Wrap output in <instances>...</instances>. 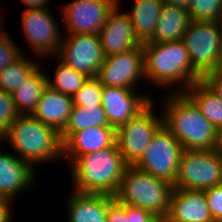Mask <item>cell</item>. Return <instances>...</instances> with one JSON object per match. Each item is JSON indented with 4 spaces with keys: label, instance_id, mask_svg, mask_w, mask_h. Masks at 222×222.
Instances as JSON below:
<instances>
[{
    "label": "cell",
    "instance_id": "6da1fadb",
    "mask_svg": "<svg viewBox=\"0 0 222 222\" xmlns=\"http://www.w3.org/2000/svg\"><path fill=\"white\" fill-rule=\"evenodd\" d=\"M142 48L145 81L150 84L165 89L170 86L172 93H183L191 84L202 80L203 77L193 68L182 40L146 42Z\"/></svg>",
    "mask_w": 222,
    "mask_h": 222
},
{
    "label": "cell",
    "instance_id": "7a4b0ae2",
    "mask_svg": "<svg viewBox=\"0 0 222 222\" xmlns=\"http://www.w3.org/2000/svg\"><path fill=\"white\" fill-rule=\"evenodd\" d=\"M163 102V125L184 150L216 149L218 130L184 93H168Z\"/></svg>",
    "mask_w": 222,
    "mask_h": 222
},
{
    "label": "cell",
    "instance_id": "3957f363",
    "mask_svg": "<svg viewBox=\"0 0 222 222\" xmlns=\"http://www.w3.org/2000/svg\"><path fill=\"white\" fill-rule=\"evenodd\" d=\"M69 166L73 187L81 193H104L114 196L128 166L117 144L78 156Z\"/></svg>",
    "mask_w": 222,
    "mask_h": 222
},
{
    "label": "cell",
    "instance_id": "277c9868",
    "mask_svg": "<svg viewBox=\"0 0 222 222\" xmlns=\"http://www.w3.org/2000/svg\"><path fill=\"white\" fill-rule=\"evenodd\" d=\"M2 140L8 142L16 155L33 168L63 157L60 133L32 115H20L1 137Z\"/></svg>",
    "mask_w": 222,
    "mask_h": 222
},
{
    "label": "cell",
    "instance_id": "5b68a950",
    "mask_svg": "<svg viewBox=\"0 0 222 222\" xmlns=\"http://www.w3.org/2000/svg\"><path fill=\"white\" fill-rule=\"evenodd\" d=\"M173 184L128 165L114 198L123 205L167 216Z\"/></svg>",
    "mask_w": 222,
    "mask_h": 222
},
{
    "label": "cell",
    "instance_id": "8992f818",
    "mask_svg": "<svg viewBox=\"0 0 222 222\" xmlns=\"http://www.w3.org/2000/svg\"><path fill=\"white\" fill-rule=\"evenodd\" d=\"M182 41L193 68L202 77L222 69V46L218 21H191Z\"/></svg>",
    "mask_w": 222,
    "mask_h": 222
},
{
    "label": "cell",
    "instance_id": "52a82bcc",
    "mask_svg": "<svg viewBox=\"0 0 222 222\" xmlns=\"http://www.w3.org/2000/svg\"><path fill=\"white\" fill-rule=\"evenodd\" d=\"M219 184H222V157L215 149L183 150L174 188L204 191Z\"/></svg>",
    "mask_w": 222,
    "mask_h": 222
},
{
    "label": "cell",
    "instance_id": "ba28073f",
    "mask_svg": "<svg viewBox=\"0 0 222 222\" xmlns=\"http://www.w3.org/2000/svg\"><path fill=\"white\" fill-rule=\"evenodd\" d=\"M154 103L153 100L137 116L116 129V144L127 165H135L142 158L153 135L163 125L162 111L157 115Z\"/></svg>",
    "mask_w": 222,
    "mask_h": 222
},
{
    "label": "cell",
    "instance_id": "9c48e42d",
    "mask_svg": "<svg viewBox=\"0 0 222 222\" xmlns=\"http://www.w3.org/2000/svg\"><path fill=\"white\" fill-rule=\"evenodd\" d=\"M183 150L182 144L162 125L134 166L174 185Z\"/></svg>",
    "mask_w": 222,
    "mask_h": 222
},
{
    "label": "cell",
    "instance_id": "30bf717a",
    "mask_svg": "<svg viewBox=\"0 0 222 222\" xmlns=\"http://www.w3.org/2000/svg\"><path fill=\"white\" fill-rule=\"evenodd\" d=\"M50 12L48 8L23 11L22 31L26 44L30 45L28 48L36 55L34 57H38V60L41 57L55 58L63 40L60 25L56 23Z\"/></svg>",
    "mask_w": 222,
    "mask_h": 222
},
{
    "label": "cell",
    "instance_id": "8fae6325",
    "mask_svg": "<svg viewBox=\"0 0 222 222\" xmlns=\"http://www.w3.org/2000/svg\"><path fill=\"white\" fill-rule=\"evenodd\" d=\"M63 36L57 58L78 72L89 77H97L106 58L99 35L66 34Z\"/></svg>",
    "mask_w": 222,
    "mask_h": 222
},
{
    "label": "cell",
    "instance_id": "7c38bea8",
    "mask_svg": "<svg viewBox=\"0 0 222 222\" xmlns=\"http://www.w3.org/2000/svg\"><path fill=\"white\" fill-rule=\"evenodd\" d=\"M118 0H74L61 7L67 34H99Z\"/></svg>",
    "mask_w": 222,
    "mask_h": 222
},
{
    "label": "cell",
    "instance_id": "4fadbf2b",
    "mask_svg": "<svg viewBox=\"0 0 222 222\" xmlns=\"http://www.w3.org/2000/svg\"><path fill=\"white\" fill-rule=\"evenodd\" d=\"M97 78L102 86L136 89L141 79H145L142 45L124 53L106 56Z\"/></svg>",
    "mask_w": 222,
    "mask_h": 222
},
{
    "label": "cell",
    "instance_id": "5bb4252c",
    "mask_svg": "<svg viewBox=\"0 0 222 222\" xmlns=\"http://www.w3.org/2000/svg\"><path fill=\"white\" fill-rule=\"evenodd\" d=\"M135 89L103 86L102 105L109 125L115 129L137 116L154 99ZM136 92V93H135Z\"/></svg>",
    "mask_w": 222,
    "mask_h": 222
},
{
    "label": "cell",
    "instance_id": "9a60e30c",
    "mask_svg": "<svg viewBox=\"0 0 222 222\" xmlns=\"http://www.w3.org/2000/svg\"><path fill=\"white\" fill-rule=\"evenodd\" d=\"M118 3L110 12L106 23L99 32L105 56L124 53L142 45L135 36L127 12H122Z\"/></svg>",
    "mask_w": 222,
    "mask_h": 222
},
{
    "label": "cell",
    "instance_id": "2e32d148",
    "mask_svg": "<svg viewBox=\"0 0 222 222\" xmlns=\"http://www.w3.org/2000/svg\"><path fill=\"white\" fill-rule=\"evenodd\" d=\"M35 169L15 154L0 150V198L15 202L20 192L33 188L36 185Z\"/></svg>",
    "mask_w": 222,
    "mask_h": 222
},
{
    "label": "cell",
    "instance_id": "e0dca14e",
    "mask_svg": "<svg viewBox=\"0 0 222 222\" xmlns=\"http://www.w3.org/2000/svg\"><path fill=\"white\" fill-rule=\"evenodd\" d=\"M167 222H215L204 191L173 188Z\"/></svg>",
    "mask_w": 222,
    "mask_h": 222
},
{
    "label": "cell",
    "instance_id": "ac0fdd59",
    "mask_svg": "<svg viewBox=\"0 0 222 222\" xmlns=\"http://www.w3.org/2000/svg\"><path fill=\"white\" fill-rule=\"evenodd\" d=\"M116 143V129L111 126H94L73 132L63 142V159L71 164L78 156L93 153ZM65 158V159H64Z\"/></svg>",
    "mask_w": 222,
    "mask_h": 222
},
{
    "label": "cell",
    "instance_id": "d6986e66",
    "mask_svg": "<svg viewBox=\"0 0 222 222\" xmlns=\"http://www.w3.org/2000/svg\"><path fill=\"white\" fill-rule=\"evenodd\" d=\"M67 199L68 222H106L107 207L115 199L104 193H81L72 190Z\"/></svg>",
    "mask_w": 222,
    "mask_h": 222
},
{
    "label": "cell",
    "instance_id": "ffe728a7",
    "mask_svg": "<svg viewBox=\"0 0 222 222\" xmlns=\"http://www.w3.org/2000/svg\"><path fill=\"white\" fill-rule=\"evenodd\" d=\"M73 106L71 96L55 91L47 85L31 115L60 133L67 125Z\"/></svg>",
    "mask_w": 222,
    "mask_h": 222
},
{
    "label": "cell",
    "instance_id": "44dd1931",
    "mask_svg": "<svg viewBox=\"0 0 222 222\" xmlns=\"http://www.w3.org/2000/svg\"><path fill=\"white\" fill-rule=\"evenodd\" d=\"M190 22L187 9L163 2L153 37L148 42L180 41Z\"/></svg>",
    "mask_w": 222,
    "mask_h": 222
},
{
    "label": "cell",
    "instance_id": "7402d4cb",
    "mask_svg": "<svg viewBox=\"0 0 222 222\" xmlns=\"http://www.w3.org/2000/svg\"><path fill=\"white\" fill-rule=\"evenodd\" d=\"M162 5V0H135L133 9L127 11L135 36L141 44L153 37Z\"/></svg>",
    "mask_w": 222,
    "mask_h": 222
},
{
    "label": "cell",
    "instance_id": "603a6c76",
    "mask_svg": "<svg viewBox=\"0 0 222 222\" xmlns=\"http://www.w3.org/2000/svg\"><path fill=\"white\" fill-rule=\"evenodd\" d=\"M46 86L47 73L41 69L40 65L28 79L11 93L20 115L32 114Z\"/></svg>",
    "mask_w": 222,
    "mask_h": 222
},
{
    "label": "cell",
    "instance_id": "cb8c5ba5",
    "mask_svg": "<svg viewBox=\"0 0 222 222\" xmlns=\"http://www.w3.org/2000/svg\"><path fill=\"white\" fill-rule=\"evenodd\" d=\"M183 93L217 130L222 129V100L203 80L191 84Z\"/></svg>",
    "mask_w": 222,
    "mask_h": 222
},
{
    "label": "cell",
    "instance_id": "d4e9b609",
    "mask_svg": "<svg viewBox=\"0 0 222 222\" xmlns=\"http://www.w3.org/2000/svg\"><path fill=\"white\" fill-rule=\"evenodd\" d=\"M94 126H110L102 107L74 105L65 128L60 132L62 143L73 133Z\"/></svg>",
    "mask_w": 222,
    "mask_h": 222
},
{
    "label": "cell",
    "instance_id": "484cf974",
    "mask_svg": "<svg viewBox=\"0 0 222 222\" xmlns=\"http://www.w3.org/2000/svg\"><path fill=\"white\" fill-rule=\"evenodd\" d=\"M28 59L23 54L0 72V90L12 93L41 65Z\"/></svg>",
    "mask_w": 222,
    "mask_h": 222
},
{
    "label": "cell",
    "instance_id": "4316f807",
    "mask_svg": "<svg viewBox=\"0 0 222 222\" xmlns=\"http://www.w3.org/2000/svg\"><path fill=\"white\" fill-rule=\"evenodd\" d=\"M60 62L53 74L54 80L47 75V85L55 91L73 97L89 76L74 70L62 60Z\"/></svg>",
    "mask_w": 222,
    "mask_h": 222
},
{
    "label": "cell",
    "instance_id": "83f0119b",
    "mask_svg": "<svg viewBox=\"0 0 222 222\" xmlns=\"http://www.w3.org/2000/svg\"><path fill=\"white\" fill-rule=\"evenodd\" d=\"M187 10L191 21H218L222 17V0H191Z\"/></svg>",
    "mask_w": 222,
    "mask_h": 222
},
{
    "label": "cell",
    "instance_id": "f1b7e54d",
    "mask_svg": "<svg viewBox=\"0 0 222 222\" xmlns=\"http://www.w3.org/2000/svg\"><path fill=\"white\" fill-rule=\"evenodd\" d=\"M103 86L97 77H89L74 94L73 105L101 107Z\"/></svg>",
    "mask_w": 222,
    "mask_h": 222
},
{
    "label": "cell",
    "instance_id": "f546056e",
    "mask_svg": "<svg viewBox=\"0 0 222 222\" xmlns=\"http://www.w3.org/2000/svg\"><path fill=\"white\" fill-rule=\"evenodd\" d=\"M19 116L12 94L0 90V139Z\"/></svg>",
    "mask_w": 222,
    "mask_h": 222
},
{
    "label": "cell",
    "instance_id": "4dcf8cb0",
    "mask_svg": "<svg viewBox=\"0 0 222 222\" xmlns=\"http://www.w3.org/2000/svg\"><path fill=\"white\" fill-rule=\"evenodd\" d=\"M9 36L10 34H6L0 39V72L24 54Z\"/></svg>",
    "mask_w": 222,
    "mask_h": 222
},
{
    "label": "cell",
    "instance_id": "1f68e13d",
    "mask_svg": "<svg viewBox=\"0 0 222 222\" xmlns=\"http://www.w3.org/2000/svg\"><path fill=\"white\" fill-rule=\"evenodd\" d=\"M208 207L215 222L222 221V184L204 190Z\"/></svg>",
    "mask_w": 222,
    "mask_h": 222
},
{
    "label": "cell",
    "instance_id": "d6a6232c",
    "mask_svg": "<svg viewBox=\"0 0 222 222\" xmlns=\"http://www.w3.org/2000/svg\"><path fill=\"white\" fill-rule=\"evenodd\" d=\"M126 213L129 222H167L166 217L154 214L146 209L126 205Z\"/></svg>",
    "mask_w": 222,
    "mask_h": 222
},
{
    "label": "cell",
    "instance_id": "836d02e7",
    "mask_svg": "<svg viewBox=\"0 0 222 222\" xmlns=\"http://www.w3.org/2000/svg\"><path fill=\"white\" fill-rule=\"evenodd\" d=\"M106 222H129L126 213V205H123L114 199L107 207Z\"/></svg>",
    "mask_w": 222,
    "mask_h": 222
},
{
    "label": "cell",
    "instance_id": "e575fe53",
    "mask_svg": "<svg viewBox=\"0 0 222 222\" xmlns=\"http://www.w3.org/2000/svg\"><path fill=\"white\" fill-rule=\"evenodd\" d=\"M202 80L222 100V69L207 73Z\"/></svg>",
    "mask_w": 222,
    "mask_h": 222
},
{
    "label": "cell",
    "instance_id": "d590c367",
    "mask_svg": "<svg viewBox=\"0 0 222 222\" xmlns=\"http://www.w3.org/2000/svg\"><path fill=\"white\" fill-rule=\"evenodd\" d=\"M13 202L12 200L0 198V222H11Z\"/></svg>",
    "mask_w": 222,
    "mask_h": 222
},
{
    "label": "cell",
    "instance_id": "8d00e7d4",
    "mask_svg": "<svg viewBox=\"0 0 222 222\" xmlns=\"http://www.w3.org/2000/svg\"><path fill=\"white\" fill-rule=\"evenodd\" d=\"M22 2L26 5L23 11L47 9L48 5L51 4L50 0H22Z\"/></svg>",
    "mask_w": 222,
    "mask_h": 222
},
{
    "label": "cell",
    "instance_id": "74e56055",
    "mask_svg": "<svg viewBox=\"0 0 222 222\" xmlns=\"http://www.w3.org/2000/svg\"><path fill=\"white\" fill-rule=\"evenodd\" d=\"M166 4L178 6L187 9L191 0H162Z\"/></svg>",
    "mask_w": 222,
    "mask_h": 222
},
{
    "label": "cell",
    "instance_id": "f35d334b",
    "mask_svg": "<svg viewBox=\"0 0 222 222\" xmlns=\"http://www.w3.org/2000/svg\"><path fill=\"white\" fill-rule=\"evenodd\" d=\"M215 150L222 157V129L218 130L217 144Z\"/></svg>",
    "mask_w": 222,
    "mask_h": 222
},
{
    "label": "cell",
    "instance_id": "ab89813d",
    "mask_svg": "<svg viewBox=\"0 0 222 222\" xmlns=\"http://www.w3.org/2000/svg\"><path fill=\"white\" fill-rule=\"evenodd\" d=\"M1 17H3V16L0 15V39L8 33L6 30L2 29V26H3L2 25L3 24L2 20H3V18H1Z\"/></svg>",
    "mask_w": 222,
    "mask_h": 222
},
{
    "label": "cell",
    "instance_id": "60d3db41",
    "mask_svg": "<svg viewBox=\"0 0 222 222\" xmlns=\"http://www.w3.org/2000/svg\"><path fill=\"white\" fill-rule=\"evenodd\" d=\"M218 27L220 31V41H221V46H222V17L218 20Z\"/></svg>",
    "mask_w": 222,
    "mask_h": 222
}]
</instances>
